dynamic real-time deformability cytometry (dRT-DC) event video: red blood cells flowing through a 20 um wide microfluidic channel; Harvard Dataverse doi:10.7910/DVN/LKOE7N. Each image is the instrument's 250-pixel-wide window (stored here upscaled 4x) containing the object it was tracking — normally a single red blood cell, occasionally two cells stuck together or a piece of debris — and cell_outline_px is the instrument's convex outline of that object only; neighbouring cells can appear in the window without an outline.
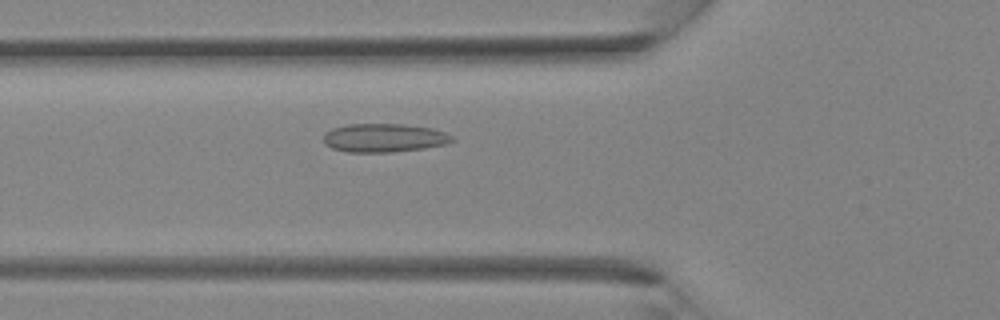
{"species": "Egyptian fruit bat (a non-hibernating species)", "species_latin": "Rousettus aegyptiacus", "temperature_condition": "room temperature", "stored_images_in_passage": 30, "camera_frame_rate_fps": 3000, "um_per_image_px": 0.085, "animal": {"sex": "female"}, "frame": {"image": 1, "passage_image": 7, "time_ms": 2.0, "image_size_px": [1000, 320], "cell_outline_px": [[456, 140], [444, 144], [424, 148], [392, 152], [348, 152], [332, 148], [324, 144], [324, 132], [332, 128], [348, 124], [404, 124], [432, 128], [444, 132], [452, 136]], "centroid_in_image_um": [32.62, 11.71], "position_along_channel_um": 93.2, "area_um2": 21.44}}
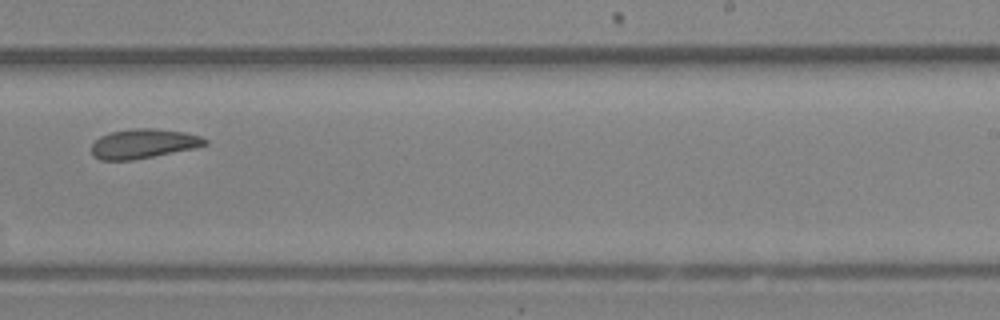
{"frame": {"image": 2, "passage_image": 17, "time_ms": 5.333, "image_size_px": [1000, 320], "cell_outline_px": [[208, 144], [196, 148], [132, 160], [100, 160], [92, 156], [92, 144], [100, 136], [112, 132], [132, 128], [152, 128], [184, 132], [200, 136], [208, 140]], "centroid_in_image_um": [12.19, 12.21], "position_along_channel_um": 276.8, "area_um2": 19.48}}
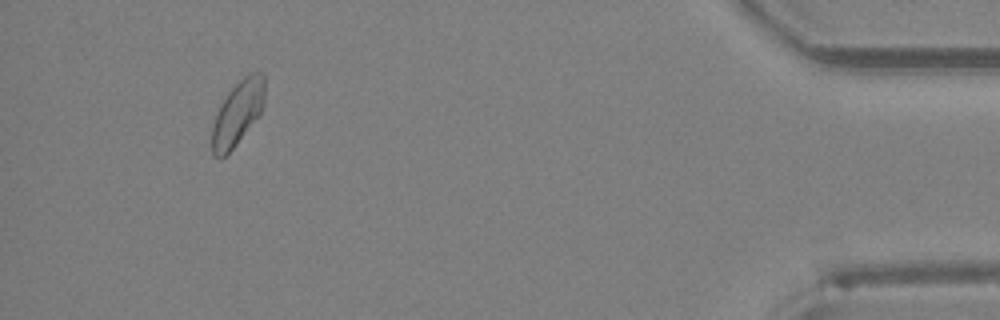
{"frame": {"image": 3, "passage_image": 28, "time_ms": 9.0, "image_size_px": [1000, 320], "cell_outline_px": [[264, 104], [260, 112], [236, 144], [220, 160], [212, 156], [212, 128], [216, 112], [220, 104], [228, 92], [248, 72], [264, 72]], "centroid_in_image_um": [20.18, 9.6], "position_along_channel_um": 415.0, "area_um2": 19.59}}